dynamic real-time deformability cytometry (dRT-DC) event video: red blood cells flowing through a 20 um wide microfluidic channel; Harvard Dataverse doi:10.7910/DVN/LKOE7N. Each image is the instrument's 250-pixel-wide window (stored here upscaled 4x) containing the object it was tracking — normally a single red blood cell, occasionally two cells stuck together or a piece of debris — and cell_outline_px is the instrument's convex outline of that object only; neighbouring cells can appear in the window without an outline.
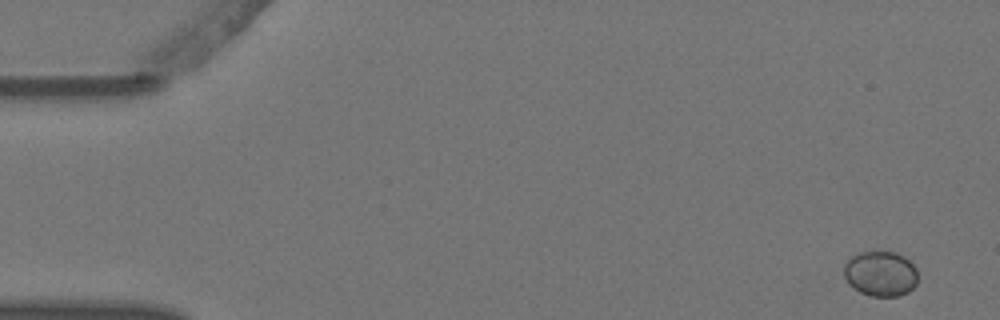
{"species": "Egyptian fruit bat (a non-hibernating species)", "species_latin": "Rousettus aegyptiacus", "temperature_condition": "warm", "stored_images_in_passage": 5, "camera_frame_rate_fps": 3000, "um_per_image_px": 0.085, "animal": {"sex": "female"}, "frame": {"image": 1, "passage_image": 1, "time_ms": 0.0, "image_size_px": [1000, 320], "cell_outline_px": [[916, 284], [908, 292], [900, 296], [872, 296], [860, 292], [848, 284], [844, 276], [844, 264], [852, 256], [860, 252], [896, 252], [904, 256], [916, 268]], "centroid_in_image_um": [74.83, 23.27], "position_along_channel_um": 10.2, "area_um2": 19.42}}
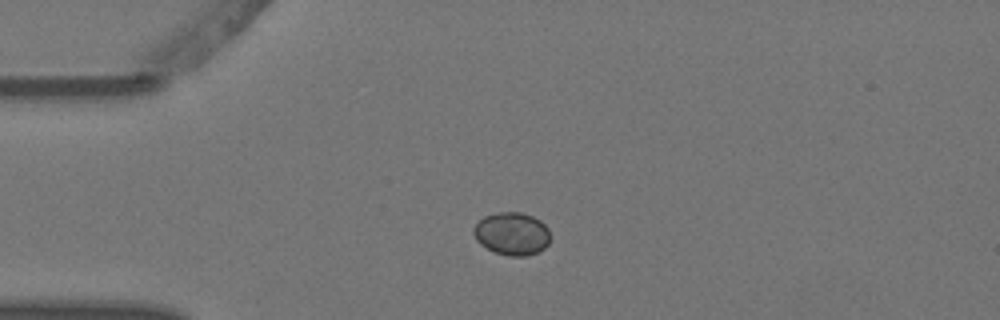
{"frame": {"image": 2, "passage_image": 4, "time_ms": 1.0, "image_size_px": [1000, 320], "cell_outline_px": [[552, 236], [548, 244], [544, 248], [536, 252], [524, 256], [508, 256], [496, 252], [480, 244], [476, 240], [472, 232], [472, 228], [484, 216], [496, 212], [520, 212], [532, 216], [540, 220], [548, 228]], "centroid_in_image_um": [43.52, 19.85], "position_along_channel_um": 41.5, "area_um2": 19.25}}